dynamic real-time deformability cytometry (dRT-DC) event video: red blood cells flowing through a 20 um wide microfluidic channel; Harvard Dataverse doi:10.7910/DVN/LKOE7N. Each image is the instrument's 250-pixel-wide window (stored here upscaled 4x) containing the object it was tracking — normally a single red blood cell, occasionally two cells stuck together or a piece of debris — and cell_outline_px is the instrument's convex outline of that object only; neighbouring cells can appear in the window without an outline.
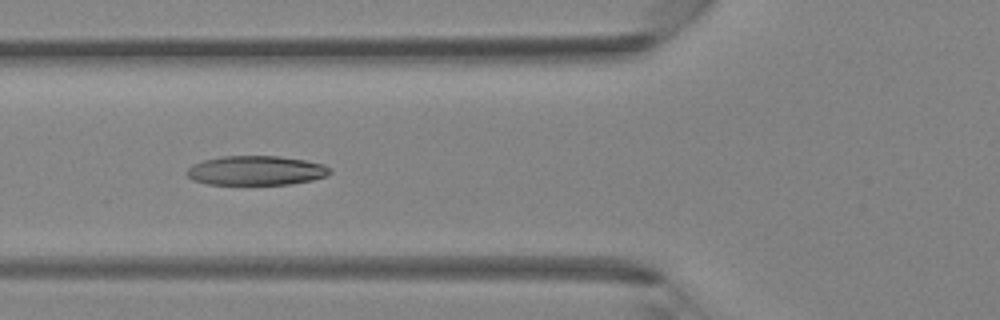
{"species": "Egyptian fruit bat (a non-hibernating species)", "species_latin": "Rousettus aegyptiacus", "temperature_condition": "room temperature", "stored_images_in_passage": 4, "camera_frame_rate_fps": 3000, "um_per_image_px": 0.085, "animal": {"sex": "female"}, "frame": {"image": 1, "passage_image": 4, "time_ms": 3.333, "image_size_px": [1000, 320], "cell_outline_px": [[332, 172], [328, 176], [312, 180], [288, 184], [208, 184], [192, 180], [184, 172], [192, 164], [204, 160], [224, 156], [280, 156], [304, 160], [324, 164]], "centroid_in_image_um": [21.75, 14.49], "position_along_channel_um": 104.0, "area_um2": 24.51}}